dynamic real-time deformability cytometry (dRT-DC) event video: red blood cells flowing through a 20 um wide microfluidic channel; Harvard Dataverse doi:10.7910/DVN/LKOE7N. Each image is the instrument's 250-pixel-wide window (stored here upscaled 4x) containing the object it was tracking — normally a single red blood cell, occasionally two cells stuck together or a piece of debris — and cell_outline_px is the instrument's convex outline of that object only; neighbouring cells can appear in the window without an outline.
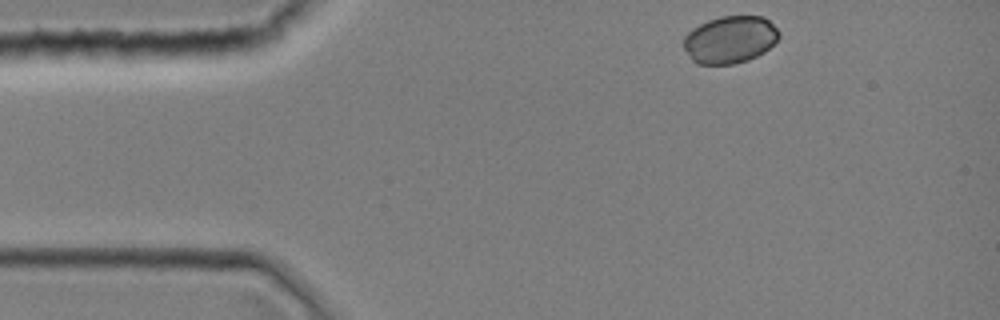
{"species": "common noctule bat (a hibernating species)", "species_latin": "Nyctalus noctula", "temperature_condition": "room temperature", "stored_images_in_passage": 31, "camera_frame_rate_fps": 3000, "um_per_image_px": 0.085, "animal": {"sex": "female", "body_mass_g": 19.0, "forearm_length_mm": 51.5}, "frame": {"image": 1, "passage_image": 1, "time_ms": 0.0, "image_size_px": [1000, 320], "cell_outline_px": [[780, 36], [764, 52], [748, 60], [732, 64], [696, 64], [692, 60], [684, 48], [684, 36], [692, 28], [708, 20], [720, 16], [764, 16], [780, 32]], "centroid_in_image_um": [62.04, 3.36], "position_along_channel_um": 23.0, "area_um2": 26.24}}
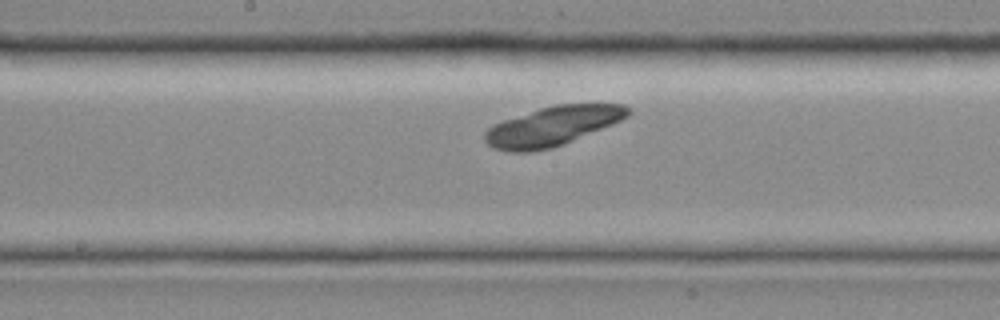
{"frame": {"image": 2, "passage_image": 16, "time_ms": 5.0, "image_size_px": [1000, 320], "cell_outline_px": [[632, 112], [628, 116], [612, 124], [564, 144], [552, 148], [532, 152], [508, 152], [492, 148], [484, 140], [484, 132], [492, 124], [540, 108], [556, 104], [624, 104], [632, 108]], "centroid_in_image_um": [46.95, 10.73], "position_along_channel_um": 201.2, "area_um2": 32.89}}
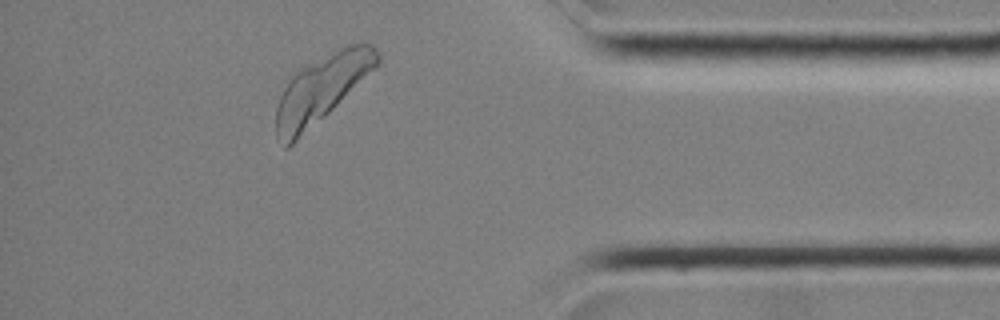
{"frame": {"image": 3, "passage_image": 30, "time_ms": 9.667, "image_size_px": [1000, 320], "cell_outline_px": [[380, 64], [324, 116], [288, 148], [284, 148], [276, 140], [276, 108], [280, 96], [288, 80], [300, 68], [348, 44], [372, 44], [380, 52]], "centroid_in_image_um": [27.32, 7.57], "position_along_channel_um": 407.9, "area_um2": 39.07}}